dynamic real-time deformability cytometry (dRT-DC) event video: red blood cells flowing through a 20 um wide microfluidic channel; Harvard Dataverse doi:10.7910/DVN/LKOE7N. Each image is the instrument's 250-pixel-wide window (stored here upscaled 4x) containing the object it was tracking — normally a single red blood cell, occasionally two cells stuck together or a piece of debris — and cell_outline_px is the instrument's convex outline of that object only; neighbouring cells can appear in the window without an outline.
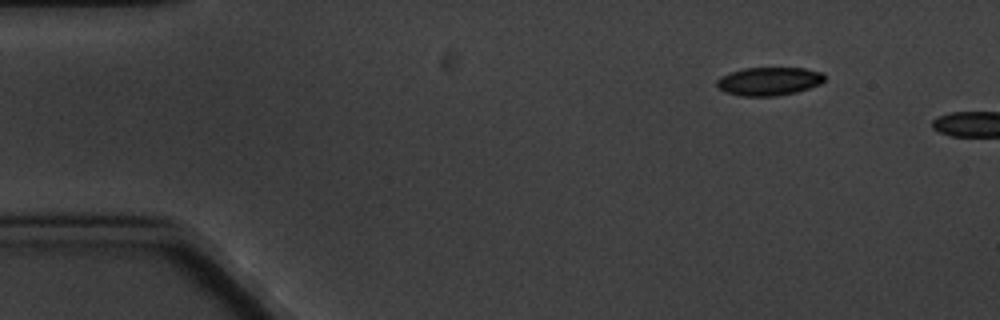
{"species": "common noctule bat (a hibernating species)", "species_latin": "Nyctalus noctula", "temperature_condition": "cold", "stored_images_in_passage": 4, "camera_frame_rate_fps": 3000, "um_per_image_px": 0.085, "animal": {"sex": "male", "body_mass_g": 20.1, "forearm_length_mm": 53.5}, "frame": {"image": 1, "passage_image": 1, "time_ms": 0.0, "image_size_px": [1000, 320], "cell_outline_px": [[824, 80], [820, 84], [796, 92], [776, 96], [740, 96], [724, 92], [716, 88], [716, 80], [720, 76], [744, 68], [804, 68], [820, 72], [824, 76]], "centroid_in_image_um": [65.3, 6.92], "position_along_channel_um": 19.7, "area_um2": 17.8}}